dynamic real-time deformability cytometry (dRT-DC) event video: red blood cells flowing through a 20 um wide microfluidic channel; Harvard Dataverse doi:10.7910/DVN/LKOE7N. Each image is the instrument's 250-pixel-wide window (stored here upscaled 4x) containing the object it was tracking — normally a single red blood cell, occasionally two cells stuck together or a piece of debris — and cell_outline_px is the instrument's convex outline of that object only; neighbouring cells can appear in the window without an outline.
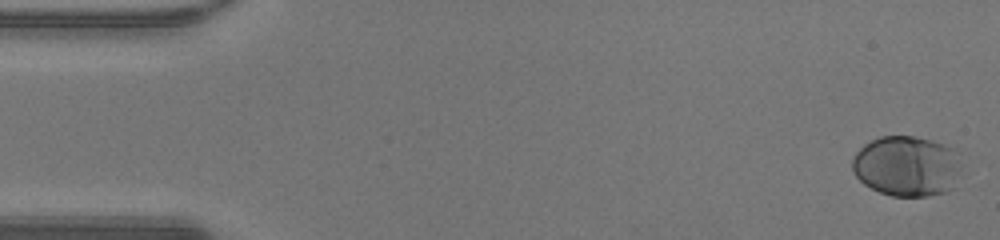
{"species": "human", "species_latin": "Homo sapiens", "temperature_condition": "warm", "stored_images_in_passage": 48, "camera_frame_rate_fps": 3000, "um_per_image_px": 0.085, "donor": {"sex": "male"}, "frame": {"image": 1, "passage_image": 1, "time_ms": 0.0, "image_size_px": [1000, 240], "cell_outline_px": [[960, 164], [956, 188], [948, 192], [928, 196], [892, 196], [880, 192], [864, 184], [852, 172], [852, 156], [864, 144], [880, 136], [912, 136], [944, 144], [956, 148], [960, 152]], "centroid_in_image_um": [77.11, 14.12], "position_along_channel_um": 7.9, "area_um2": 39.07}}
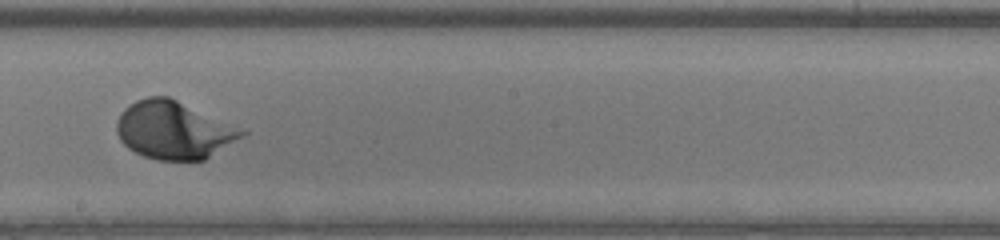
{"frame": {"image": 2, "passage_image": 27, "time_ms": 8.667, "image_size_px": [1000, 240], "cell_outline_px": [[248, 132], [244, 136], [204, 160], [156, 160], [144, 156], [128, 148], [120, 140], [116, 132], [116, 120], [120, 112], [124, 108], [136, 100], [148, 96], [168, 96]], "centroid_in_image_um": [14.71, 11.07], "position_along_channel_um": 233.5, "area_um2": 41.85}}
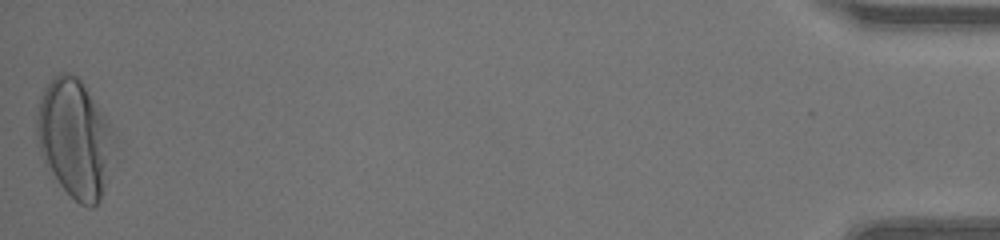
{"frame": {"image": 3, "passage_image": 48, "time_ms": 15.667, "image_size_px": [1000, 240], "cell_outline_px": [[112, 128], [104, 184], [100, 200], [92, 208], [88, 208], [80, 204], [60, 184], [44, 160], [40, 148], [36, 132], [36, 120], [40, 96], [44, 88], [60, 72], [68, 72], [76, 76], [80, 80]], "centroid_in_image_um": [6.28, 11.73], "position_along_channel_um": 428.9, "area_um2": 50.92}}